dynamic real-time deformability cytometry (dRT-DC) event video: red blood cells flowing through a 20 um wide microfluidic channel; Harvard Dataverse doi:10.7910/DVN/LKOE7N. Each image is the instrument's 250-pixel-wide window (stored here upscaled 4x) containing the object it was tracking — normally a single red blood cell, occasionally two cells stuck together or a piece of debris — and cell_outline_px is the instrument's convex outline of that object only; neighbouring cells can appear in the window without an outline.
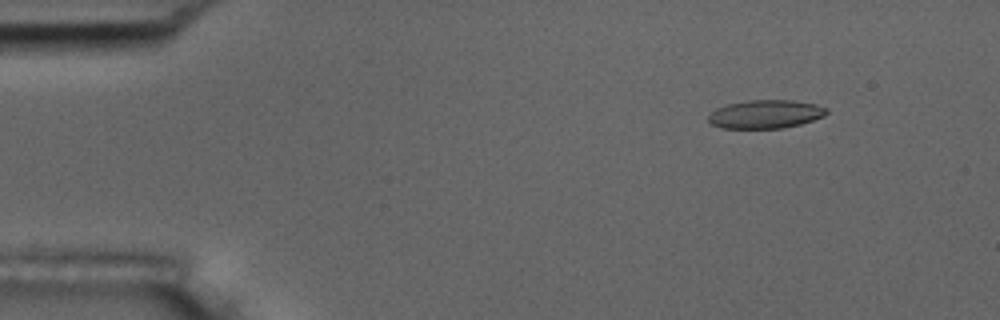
{"species": "common noctule bat (a hibernating species)", "species_latin": "Nyctalus noctula", "temperature_condition": "room temperature", "stored_images_in_passage": 5, "camera_frame_rate_fps": 3000, "um_per_image_px": 0.085, "animal": {"sex": "male", "body_mass_g": 17.5, "forearm_length_mm": 52.3}, "frame": {"image": 1, "passage_image": 2, "time_ms": 1.333, "image_size_px": [1000, 320], "cell_outline_px": [[828, 112], [824, 116], [800, 124], [780, 128], [724, 128], [712, 124], [708, 120], [708, 116], [716, 108], [728, 104], [748, 100], [792, 100], [816, 104], [828, 108]], "centroid_in_image_um": [65.08, 9.69], "position_along_channel_um": 19.9, "area_um2": 19.48}}
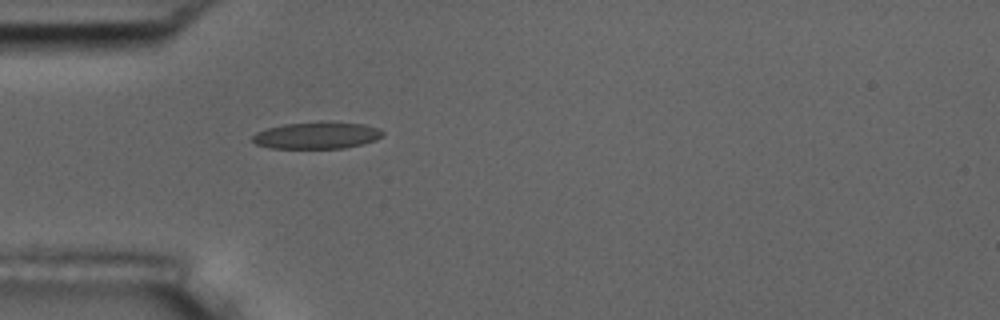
{"frame": {"image": 2, "passage_image": 5, "time_ms": 4.667, "image_size_px": [1000, 320], "cell_outline_px": [[384, 132], [376, 140], [344, 148], [268, 148], [256, 144], [252, 140], [252, 136], [256, 132], [268, 128], [284, 124], [320, 120], [364, 124], [380, 128]], "centroid_in_image_um": [26.92, 11.48], "position_along_channel_um": 58.1, "area_um2": 20.63}}